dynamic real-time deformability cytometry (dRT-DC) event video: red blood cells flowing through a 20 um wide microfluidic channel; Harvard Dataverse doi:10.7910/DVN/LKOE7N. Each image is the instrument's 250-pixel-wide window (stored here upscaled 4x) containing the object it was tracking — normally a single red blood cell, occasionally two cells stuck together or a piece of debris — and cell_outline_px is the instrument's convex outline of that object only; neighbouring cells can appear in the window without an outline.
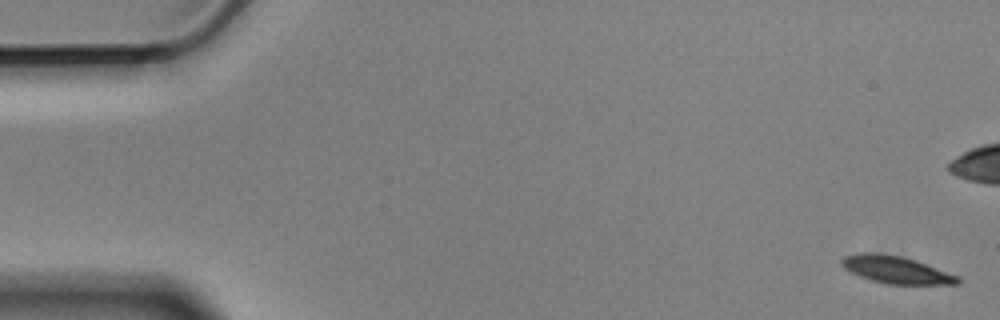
{"species": "Egyptian fruit bat (a non-hibernating species)", "species_latin": "Rousettus aegyptiacus", "temperature_condition": "cold", "stored_images_in_passage": 5, "camera_frame_rate_fps": 3000, "um_per_image_px": 0.085, "animal": {"sex": "male"}, "frame": {"image": 1, "passage_image": 1, "time_ms": 0.0, "image_size_px": [1000, 320], "cell_outline_px": [[960, 284], [888, 284], [872, 280], [860, 276], [844, 268], [840, 264], [840, 260], [844, 256], [860, 252], [868, 252], [900, 256], [916, 260], [960, 276]], "centroid_in_image_um": [76.18, 22.92], "position_along_channel_um": 8.8, "area_um2": 18.44}}